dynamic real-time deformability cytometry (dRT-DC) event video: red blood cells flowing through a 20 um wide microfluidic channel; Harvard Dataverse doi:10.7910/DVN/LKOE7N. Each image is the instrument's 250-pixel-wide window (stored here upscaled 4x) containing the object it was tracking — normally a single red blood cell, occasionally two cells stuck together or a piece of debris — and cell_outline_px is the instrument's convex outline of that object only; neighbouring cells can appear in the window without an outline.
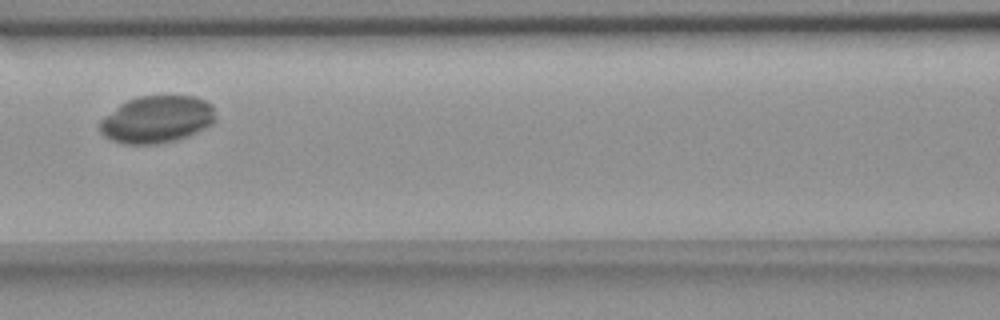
{"species": "common noctule bat (a hibernating species)", "species_latin": "Nyctalus noctula", "temperature_condition": "room temperature", "stored_images_in_passage": 8, "camera_frame_rate_fps": 3000, "um_per_image_px": 0.085, "animal": {"sex": "female", "body_mass_g": 18.4}, "frame": {"image": 1, "passage_image": 4, "time_ms": 3.333, "image_size_px": [1000, 320], "cell_outline_px": [[216, 120], [212, 124], [188, 136], [176, 140], [156, 144], [124, 144], [112, 140], [104, 136], [100, 132], [100, 120], [104, 116], [120, 104], [136, 96], [196, 96], [212, 104], [216, 116]], "centroid_in_image_um": [13.34, 10.14], "position_along_channel_um": 153.3, "area_um2": 31.96}}
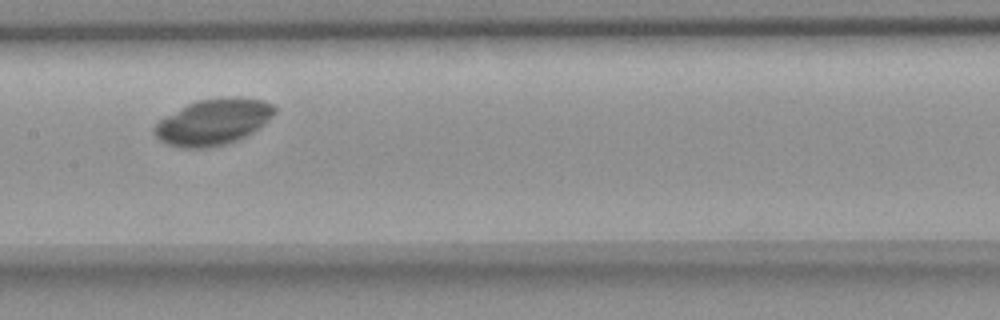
{"frame": {"image": 2, "passage_image": 5, "time_ms": 4.333, "image_size_px": [1000, 320], "cell_outline_px": [[276, 112], [264, 124], [252, 132], [236, 140], [224, 144], [208, 148], [180, 148], [168, 144], [160, 140], [152, 132], [152, 128], [164, 116], [196, 100], [228, 96], [240, 96], [264, 100], [272, 104], [276, 108]], "centroid_in_image_um": [18.12, 10.34], "position_along_channel_um": 189.3, "area_um2": 32.43}}
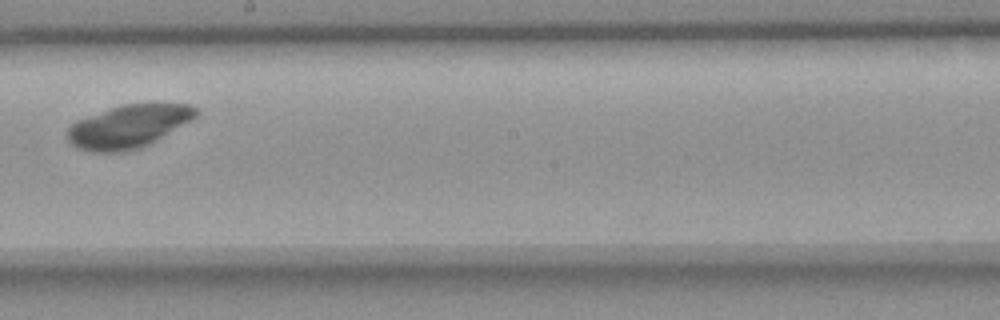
{"frame": {"image": 3, "passage_image": 6, "time_ms": 5.667, "image_size_px": [1000, 320], "cell_outline_px": [[200, 112], [192, 120], [156, 140], [140, 148], [128, 152], [92, 152], [76, 148], [68, 140], [68, 128], [76, 120], [108, 108], [120, 104], [192, 104]], "centroid_in_image_um": [10.91, 10.74], "position_along_channel_um": 237.3, "area_um2": 32.31}}